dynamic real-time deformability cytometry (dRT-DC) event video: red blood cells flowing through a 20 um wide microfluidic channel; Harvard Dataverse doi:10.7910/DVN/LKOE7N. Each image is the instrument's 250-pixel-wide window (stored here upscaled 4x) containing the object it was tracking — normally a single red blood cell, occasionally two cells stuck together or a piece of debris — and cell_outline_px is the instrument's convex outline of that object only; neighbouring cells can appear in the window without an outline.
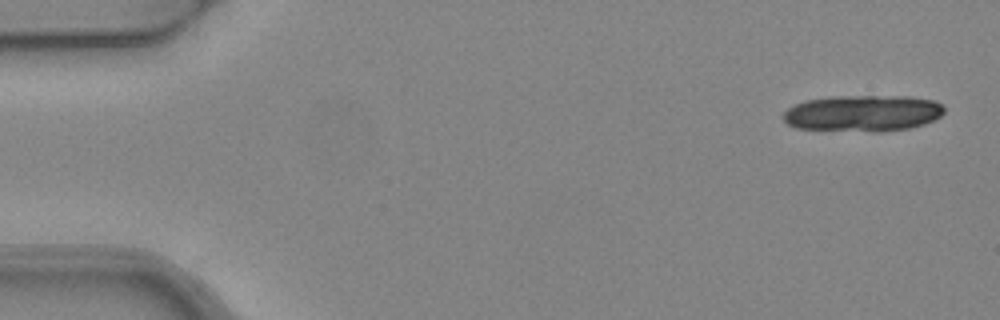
{"species": "common noctule bat (a hibernating species)", "species_latin": "Nyctalus noctula", "temperature_condition": "warm", "stored_images_in_passage": 6, "camera_frame_rate_fps": 3000, "um_per_image_px": 0.085, "animal": {"sex": "female", "body_mass_g": 24.6, "forearm_length_mm": 56.2}, "frame": {"image": 1, "passage_image": 1, "time_ms": 0.0, "image_size_px": [1000, 320], "cell_outline_px": [[944, 112], [940, 116], [924, 124], [912, 128], [880, 132], [872, 132], [796, 128], [788, 124], [784, 120], [784, 112], [788, 108], [804, 100], [832, 96], [912, 96], [936, 100], [944, 104]], "centroid_in_image_um": [73.39, 9.62], "position_along_channel_um": 11.6, "area_um2": 34.56}}